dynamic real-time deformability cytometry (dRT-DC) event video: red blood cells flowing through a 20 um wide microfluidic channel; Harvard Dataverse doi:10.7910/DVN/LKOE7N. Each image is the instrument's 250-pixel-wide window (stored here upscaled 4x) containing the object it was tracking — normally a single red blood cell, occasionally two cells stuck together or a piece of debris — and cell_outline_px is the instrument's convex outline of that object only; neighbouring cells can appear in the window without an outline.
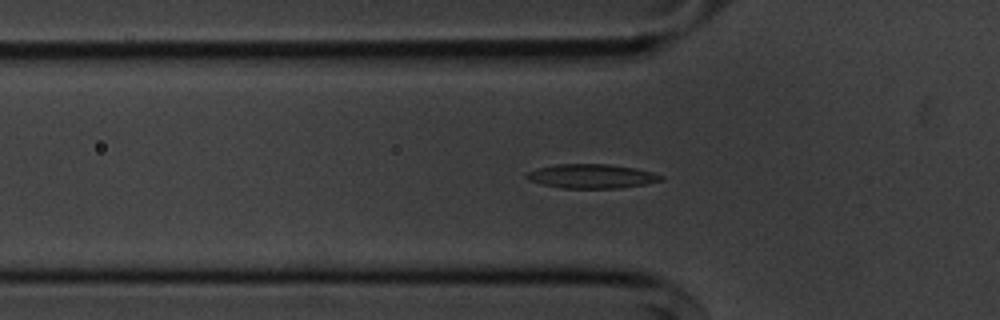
{"species": "common noctule bat (a hibernating species)", "species_latin": "Nyctalus noctula", "temperature_condition": "cold", "stored_images_in_passage": 42, "segment_of_instrument_passage": [1, 2], "camera_frame_rate_fps": 3000, "um_per_image_px": 0.085, "animal": {"sex": "male", "body_mass_g": 20.1, "forearm_length_mm": 53.5}, "frame": {"image": 1, "passage_image": 4, "time_ms": 1.0, "image_size_px": [1000, 320], "cell_outline_px": [[664, 180], [644, 184], [620, 188], [560, 188], [528, 180], [524, 176], [528, 172], [536, 168], [556, 164], [608, 164], [632, 168], [652, 172], [664, 176]], "centroid_in_image_um": [50.27, 14.98], "position_along_channel_um": 75.5, "area_um2": 18.84}}
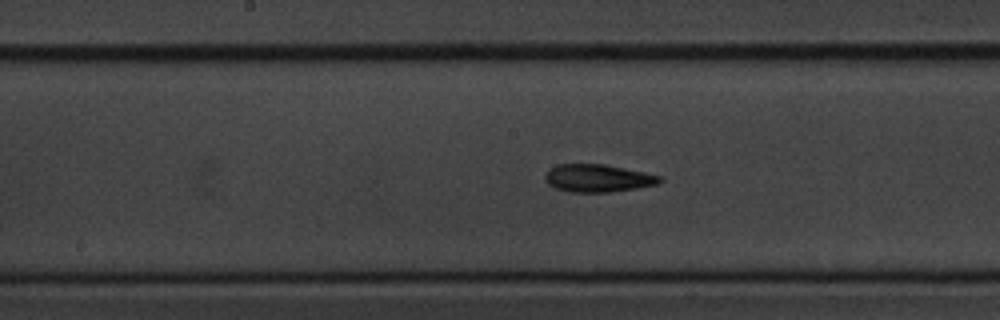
{"frame": {"image": 2, "passage_image": 14, "time_ms": 4.333, "image_size_px": [1000, 320], "cell_outline_px": [[664, 180], [656, 184], [636, 188], [608, 192], [568, 192], [556, 188], [548, 184], [544, 176], [548, 168], [556, 164], [604, 164], [664, 176]], "centroid_in_image_um": [50.8, 15.14], "position_along_channel_um": 197.4, "area_um2": 18.61}}
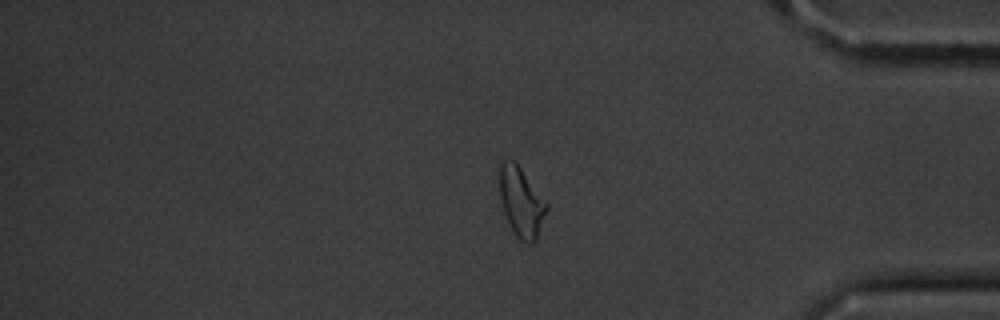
{"frame": {"image": 3, "passage_image": 32, "time_ms": 10.333, "image_size_px": [1000, 320], "cell_outline_px": [[548, 208], [536, 240], [532, 244], [528, 244], [520, 240], [516, 236], [504, 212], [500, 200], [500, 164], [504, 160], [512, 160], [520, 168], [548, 204]], "centroid_in_image_um": [44.31, 17.21], "position_along_channel_um": 390.9, "area_um2": 18.67}}